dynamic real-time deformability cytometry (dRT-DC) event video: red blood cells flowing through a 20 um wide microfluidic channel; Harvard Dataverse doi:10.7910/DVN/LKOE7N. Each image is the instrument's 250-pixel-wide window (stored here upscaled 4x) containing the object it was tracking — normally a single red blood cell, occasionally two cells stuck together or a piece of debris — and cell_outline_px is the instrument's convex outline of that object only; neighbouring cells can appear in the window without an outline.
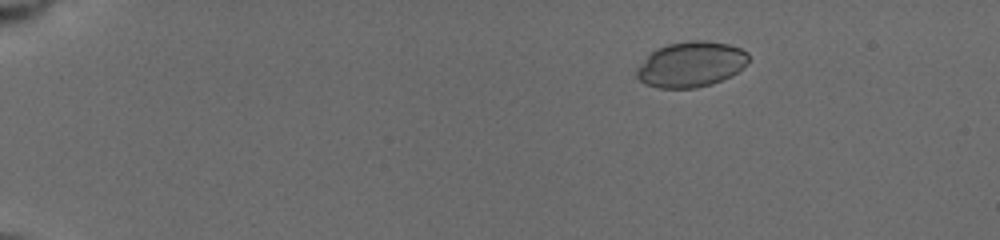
{"species": "common noctule bat (a hibernating species)", "species_latin": "Nyctalus noctula", "temperature_condition": "cold", "stored_images_in_passage": 19, "camera_frame_rate_fps": 3000, "um_per_image_px": 0.085, "animal": {"sex": "female", "body_mass_g": 19.5, "forearm_length_mm": 54.1}, "frame": {"image": 1, "passage_image": 3, "time_ms": 2.333, "image_size_px": [1000, 240], "cell_outline_px": [[748, 60], [732, 76], [712, 84], [696, 88], [660, 88], [644, 84], [636, 76], [636, 68], [656, 48], [668, 44], [688, 40], [704, 40], [728, 44], [740, 48], [748, 52]], "centroid_in_image_um": [58.72, 5.47], "position_along_channel_um": 26.3, "area_um2": 29.59}}
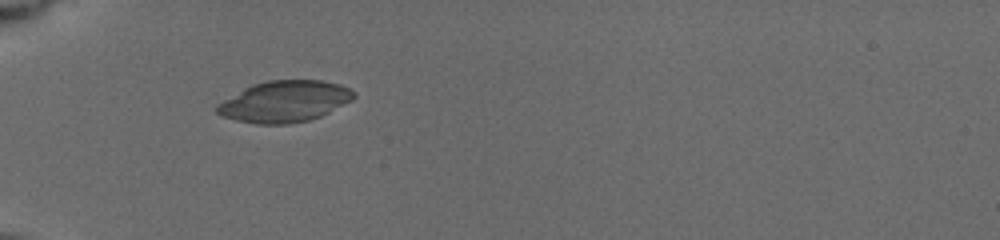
{"frame": {"image": 2, "passage_image": 7, "time_ms": 5.667, "image_size_px": [1000, 240], "cell_outline_px": [[356, 96], [352, 100], [320, 116], [308, 120], [288, 124], [256, 124], [236, 120], [220, 116], [212, 108], [216, 104], [244, 88], [252, 84], [268, 80], [320, 80], [340, 84], [356, 92]], "centroid_in_image_um": [24.15, 8.62], "position_along_channel_um": 60.9, "area_um2": 33.06}}